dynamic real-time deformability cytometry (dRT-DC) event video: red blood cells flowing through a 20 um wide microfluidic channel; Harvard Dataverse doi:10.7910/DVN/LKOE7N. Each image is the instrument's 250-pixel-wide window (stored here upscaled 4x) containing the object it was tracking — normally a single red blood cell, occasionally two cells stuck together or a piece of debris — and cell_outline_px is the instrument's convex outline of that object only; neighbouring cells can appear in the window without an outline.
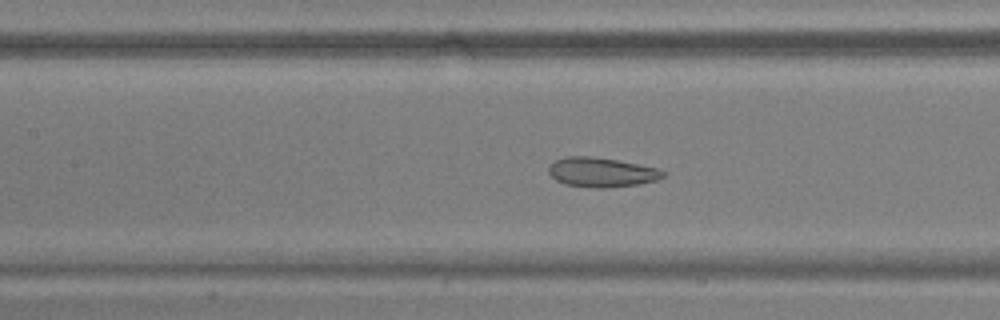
{"species": "common noctule bat (a hibernating species)", "species_latin": "Nyctalus noctula", "temperature_condition": "warm", "stored_images_in_passage": 40, "camera_frame_rate_fps": 3000, "um_per_image_px": 0.085, "animal": {"sex": "male", "body_mass_g": 17.9, "forearm_length_mm": 54.2}, "frame": {"image": 1, "passage_image": 10, "time_ms": 3.0, "image_size_px": [1000, 320], "cell_outline_px": [[668, 172], [664, 176], [656, 180], [636, 184], [604, 188], [596, 188], [564, 184], [556, 180], [548, 172], [548, 168], [556, 160], [564, 156], [588, 156], [616, 160], [656, 168]], "centroid_in_image_um": [51.11, 14.64], "position_along_channel_um": 156.3, "area_um2": 19.42}}
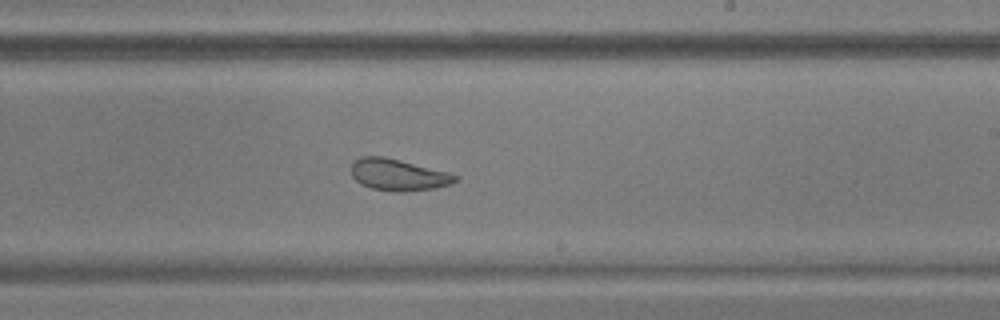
{"frame": {"image": 2, "passage_image": 18, "time_ms": 5.667, "image_size_px": [1000, 320], "cell_outline_px": [[460, 180], [436, 188], [404, 192], [396, 192], [372, 188], [360, 184], [352, 176], [352, 164], [360, 156], [384, 156], [448, 172], [460, 176]], "centroid_in_image_um": [33.87, 14.86], "position_along_channel_um": 255.1, "area_um2": 19.19}}
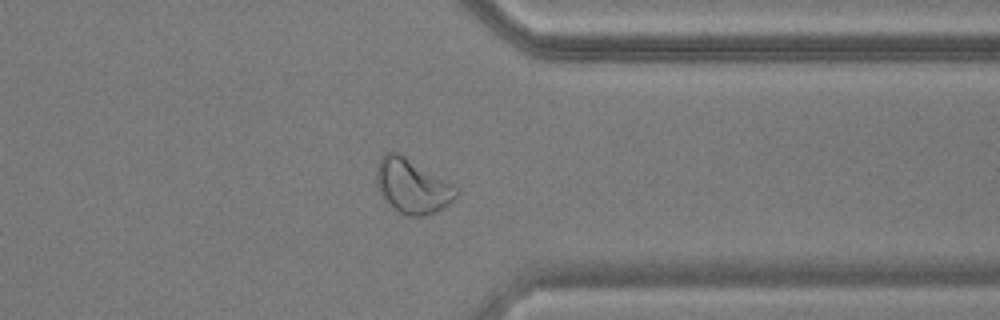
{"frame": {"image": 3, "passage_image": 28, "time_ms": 9.0, "image_size_px": [1000, 320], "cell_outline_px": [[460, 192], [444, 208], [424, 216], [408, 216], [400, 212], [388, 204], [380, 192], [376, 184], [376, 168], [380, 156], [384, 152], [396, 152], [404, 156], [452, 184]], "centroid_in_image_um": [35.01, 15.82], "position_along_channel_um": 376.4, "area_um2": 24.97}, "authors_computed_cell_mechanics": {"area_um2": 20.7213, "velocity_mm_per_s": 3.719, "shape_relaxation_time_tau1_ms": 7.3787, "shape_relaxation_time_tau2_ms": 1.1729, "deformation_change_tau1": 0.1449, "deformation_change_tau2": 0.073}}